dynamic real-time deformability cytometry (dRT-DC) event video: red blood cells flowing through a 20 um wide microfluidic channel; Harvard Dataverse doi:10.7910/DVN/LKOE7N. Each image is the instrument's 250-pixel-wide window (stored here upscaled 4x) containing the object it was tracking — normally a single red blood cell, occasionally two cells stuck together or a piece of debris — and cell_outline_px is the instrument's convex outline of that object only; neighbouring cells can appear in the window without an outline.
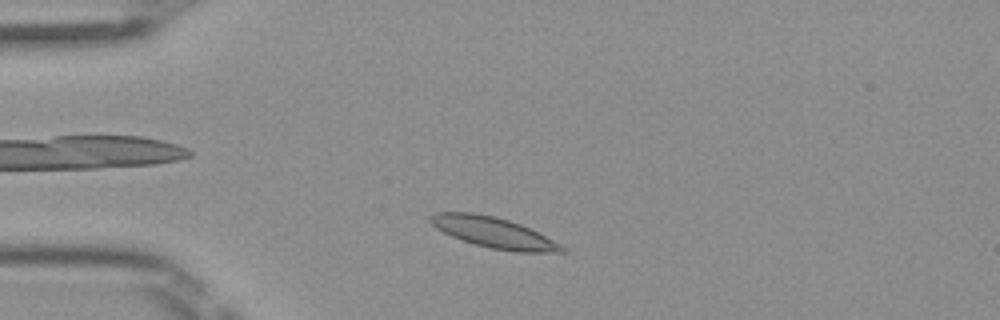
{"species": "Egyptian fruit bat (a non-hibernating species)", "species_latin": "Rousettus aegyptiacus", "temperature_condition": "room temperature", "stored_images_in_passage": 43, "camera_frame_rate_fps": 3000, "um_per_image_px": 0.085, "frame": {"image": 1, "passage_image": 5, "time_ms": 1.333, "image_size_px": [1000, 320], "cell_outline_px": [[568, 252], [516, 252], [492, 248], [476, 244], [452, 236], [436, 228], [428, 220], [428, 216], [436, 212], [472, 212], [492, 216], [508, 220], [520, 224], [568, 248]], "centroid_in_image_um": [41.95, 19.76], "position_along_channel_um": 43.1, "area_um2": 23.12}}
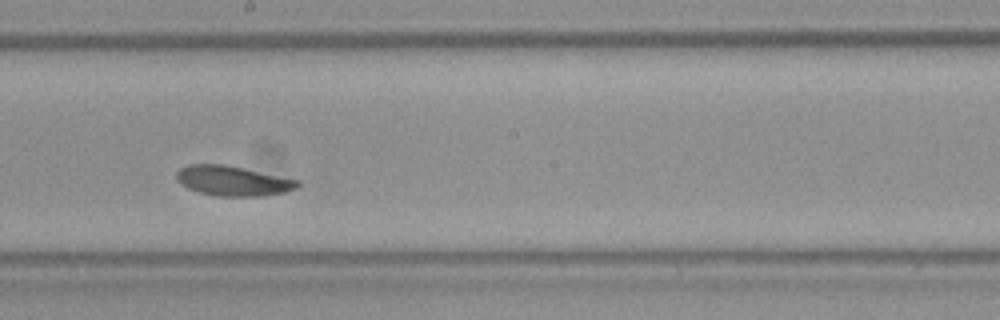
{"frame": {"image": 2, "passage_image": 21, "time_ms": 6.667, "image_size_px": [1000, 320], "cell_outline_px": [[300, 188], [284, 192], [264, 196], [216, 196], [200, 192], [188, 188], [180, 184], [176, 180], [176, 172], [180, 168], [188, 164], [224, 164], [300, 180]], "centroid_in_image_um": [19.8, 15.37], "position_along_channel_um": 228.4, "area_um2": 21.27}}
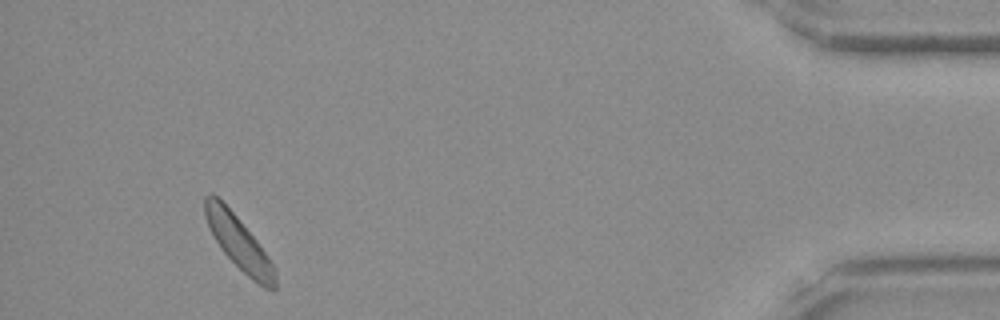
{"frame": {"image": 3, "passage_image": 40, "time_ms": 13.0, "image_size_px": [1000, 320], "cell_outline_px": [[276, 288], [264, 288], [252, 280], [220, 248], [208, 228], [204, 212], [204, 196], [212, 192], [236, 216], [256, 240], [276, 268]], "centroid_in_image_um": [20.28, 20.63], "position_along_channel_um": 414.9, "area_um2": 21.39}, "authors_computed_cell_mechanics": {"area_um2": 21.7906, "velocity_mm_per_s": 3.9702, "shape_relaxation_time_tau1_ms": 2.8027, "shape_relaxation_time_tau2_ms": null, "deformation_change_tau1": 0.0791, "deformation_change_tau2": null}}